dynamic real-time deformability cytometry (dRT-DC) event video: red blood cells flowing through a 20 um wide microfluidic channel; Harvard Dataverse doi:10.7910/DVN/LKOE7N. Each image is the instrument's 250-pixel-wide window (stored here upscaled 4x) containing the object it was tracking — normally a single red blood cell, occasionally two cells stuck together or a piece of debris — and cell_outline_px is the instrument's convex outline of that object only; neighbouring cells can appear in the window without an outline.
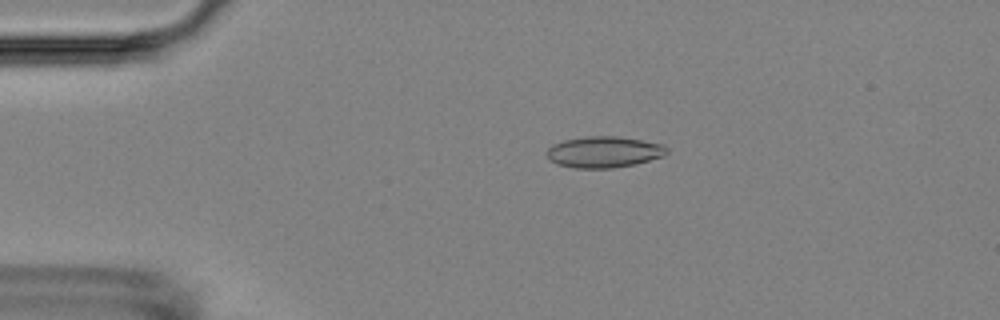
{"species": "Egyptian fruit bat (a non-hibernating species)", "species_latin": "Rousettus aegyptiacus", "temperature_condition": "room temperature", "stored_images_in_passage": 7, "camera_frame_rate_fps": 3000, "um_per_image_px": 0.085, "animal": {"sex": "female"}, "frame": {"image": 1, "passage_image": 3, "time_ms": 2.333, "image_size_px": [1000, 320], "cell_outline_px": [[668, 152], [664, 156], [636, 164], [612, 168], [576, 168], [556, 164], [548, 156], [548, 148], [552, 144], [564, 140], [588, 136], [616, 136], [664, 144], [668, 148]], "centroid_in_image_um": [51.37, 12.92], "position_along_channel_um": 33.6, "area_um2": 21.79}}
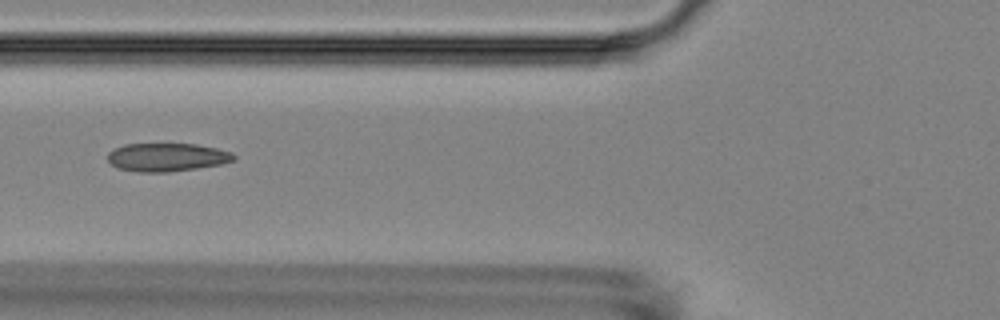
{"frame": {"image": 2, "passage_image": 6, "time_ms": 5.667, "image_size_px": [1000, 320], "cell_outline_px": [[236, 156], [232, 160], [220, 164], [196, 168], [168, 172], [136, 172], [116, 168], [108, 160], [108, 152], [124, 144], [196, 144], [216, 148], [232, 152]], "centroid_in_image_um": [14.16, 13.36], "position_along_channel_um": 111.6, "area_um2": 20.69}}